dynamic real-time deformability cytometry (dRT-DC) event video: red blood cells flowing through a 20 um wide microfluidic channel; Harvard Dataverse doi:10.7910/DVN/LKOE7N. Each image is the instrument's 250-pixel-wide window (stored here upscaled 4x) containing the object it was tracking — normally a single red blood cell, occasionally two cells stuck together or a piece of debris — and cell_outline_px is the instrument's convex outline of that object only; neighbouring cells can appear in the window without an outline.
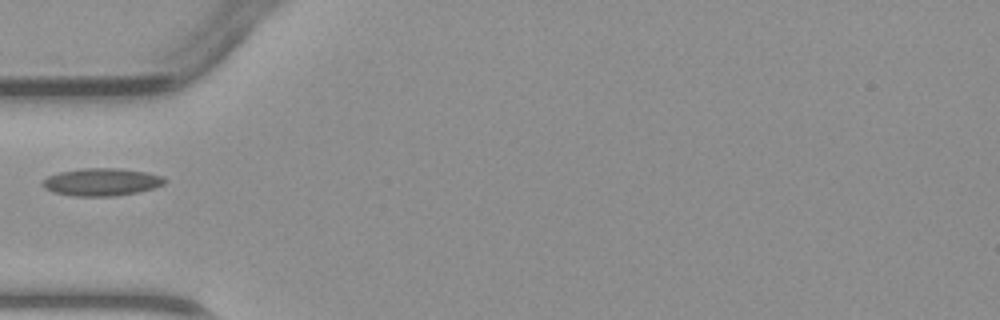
{"species": "common noctule bat (a hibernating species)", "species_latin": "Nyctalus noctula", "temperature_condition": "warm", "stored_images_in_passage": 5, "camera_frame_rate_fps": 3000, "um_per_image_px": 0.085, "animal": {"sex": "male", "body_mass_g": 23.1, "forearm_length_mm": 52.7}, "frame": {"image": 1, "passage_image": 5, "time_ms": 4.667, "image_size_px": [1000, 320], "cell_outline_px": [[168, 180], [164, 184], [152, 188], [136, 192], [112, 196], [72, 196], [52, 192], [44, 188], [40, 184], [48, 176], [56, 172], [84, 168], [116, 168], [148, 172], [164, 176]], "centroid_in_image_um": [8.61, 15.46], "position_along_channel_um": 76.4, "area_um2": 19.77}}